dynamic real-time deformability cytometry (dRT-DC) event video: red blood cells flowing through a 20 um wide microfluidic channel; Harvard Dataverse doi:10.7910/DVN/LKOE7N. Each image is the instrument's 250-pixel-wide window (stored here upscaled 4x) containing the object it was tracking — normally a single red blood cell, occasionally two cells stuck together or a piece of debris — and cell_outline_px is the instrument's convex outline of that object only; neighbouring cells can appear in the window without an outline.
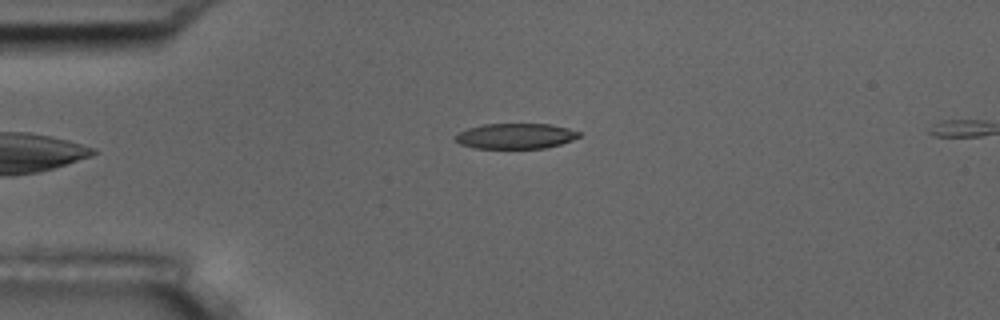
{"species": "common noctule bat (a hibernating species)", "species_latin": "Nyctalus noctula", "temperature_condition": "room temperature", "stored_images_in_passage": 6, "camera_frame_rate_fps": 3000, "um_per_image_px": 0.085, "animal": {"sex": "male", "body_mass_g": 17.5, "forearm_length_mm": 52.3}, "frame": {"image": 1, "passage_image": 4, "time_ms": 4.333, "image_size_px": [1000, 320], "cell_outline_px": [[580, 136], [572, 140], [560, 144], [544, 148], [476, 148], [460, 144], [452, 136], [468, 128], [484, 124], [548, 124], [568, 128], [580, 132]], "centroid_in_image_um": [43.81, 11.56], "position_along_channel_um": 41.2, "area_um2": 18.21}}